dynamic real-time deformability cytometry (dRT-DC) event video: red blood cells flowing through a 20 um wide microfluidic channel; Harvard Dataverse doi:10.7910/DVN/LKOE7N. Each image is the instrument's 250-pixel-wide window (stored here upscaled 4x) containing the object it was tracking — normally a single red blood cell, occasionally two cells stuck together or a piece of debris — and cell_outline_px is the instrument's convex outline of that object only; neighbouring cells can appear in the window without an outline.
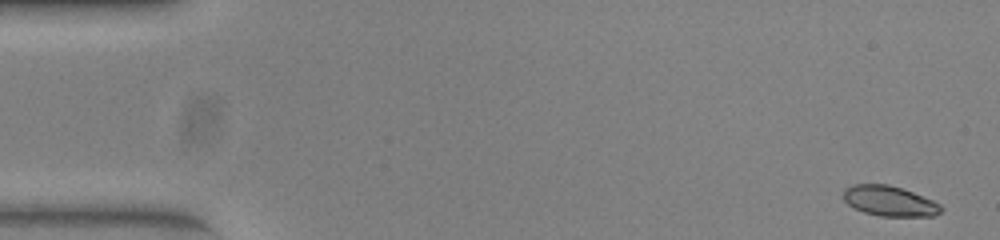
{"species": "common noctule bat (a hibernating species)", "species_latin": "Nyctalus noctula", "temperature_condition": "warm", "stored_images_in_passage": 51, "camera_frame_rate_fps": 3000, "um_per_image_px": 0.085, "animal": {"sex": "female", "body_mass_g": 23.0, "forearm_length_mm": 53.4}, "frame": {"image": 1, "passage_image": 1, "time_ms": 0.0, "image_size_px": [1000, 240], "cell_outline_px": [[944, 208], [940, 212], [932, 216], [880, 216], [864, 212], [848, 204], [844, 200], [844, 188], [852, 184], [888, 184], [912, 192], [932, 200], [940, 204]], "centroid_in_image_um": [75.6, 17.08], "position_along_channel_um": 9.4, "area_um2": 17.05}}
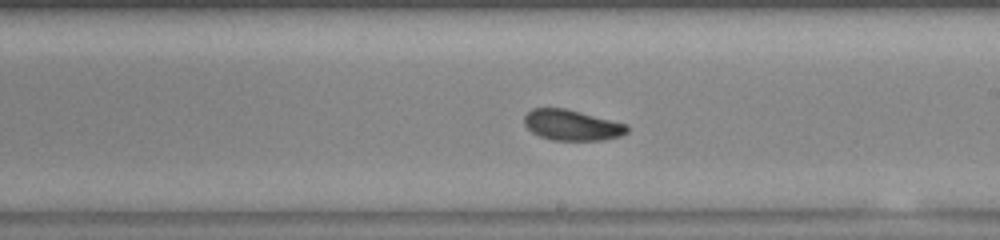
{"frame": {"image": 2, "passage_image": 29, "time_ms": 9.333, "image_size_px": [1000, 240], "cell_outline_px": [[628, 132], [620, 136], [604, 140], [552, 140], [540, 136], [532, 132], [524, 124], [524, 116], [532, 108], [564, 108], [628, 124]], "centroid_in_image_um": [48.61, 10.64], "position_along_channel_um": 240.4, "area_um2": 18.32}}
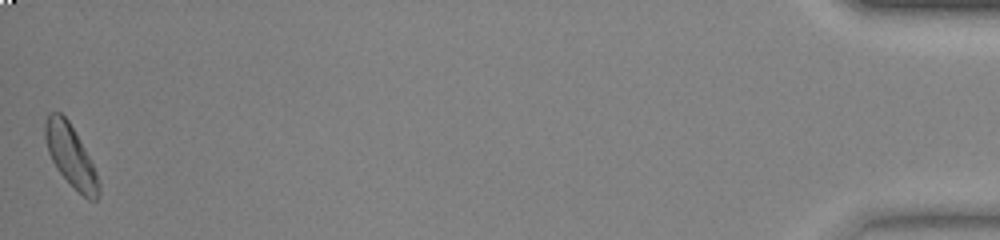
{"frame": {"image": 3, "passage_image": 51, "time_ms": 16.667, "image_size_px": [1000, 240], "cell_outline_px": [[100, 196], [96, 200], [88, 200], [56, 168], [48, 152], [44, 136], [44, 124], [48, 112], [60, 112], [68, 120], [80, 140], [96, 172], [100, 184]], "centroid_in_image_um": [6.0, 13.22], "position_along_channel_um": 429.2, "area_um2": 18.96}, "authors_computed_cell_mechanics": {"area_um2": 18.496, "velocity_mm_per_s": 3.9305, "shape_relaxation_time_tau1_ms": 2.5357, "shape_relaxation_time_tau2_ms": 3.8143, "deformation_change_tau1": 0.1148, "deformation_change_tau2": 0.0892}}